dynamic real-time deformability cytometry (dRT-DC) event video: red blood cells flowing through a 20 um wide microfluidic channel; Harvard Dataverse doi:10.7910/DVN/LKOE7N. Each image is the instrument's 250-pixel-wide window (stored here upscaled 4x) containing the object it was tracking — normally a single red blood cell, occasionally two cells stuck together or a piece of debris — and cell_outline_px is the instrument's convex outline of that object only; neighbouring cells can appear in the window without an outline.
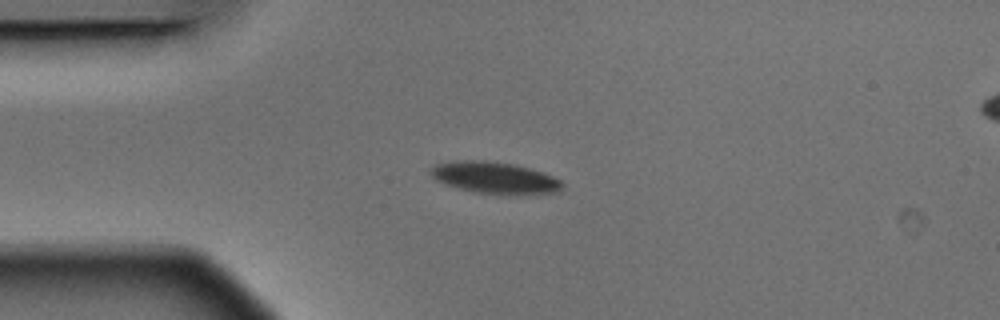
{"species": "Egyptian fruit bat (a non-hibernating species)", "species_latin": "Rousettus aegyptiacus", "temperature_condition": "warm", "stored_images_in_passage": 7, "camera_frame_rate_fps": 3000, "um_per_image_px": 0.085, "animal": {"sex": "male"}, "frame": {"image": 1, "passage_image": 3, "time_ms": 0.667, "image_size_px": [1000, 320], "cell_outline_px": [[564, 184], [556, 192], [476, 192], [460, 188], [436, 180], [428, 172], [436, 164], [452, 160], [488, 160], [516, 164], [552, 176], [560, 180]], "centroid_in_image_um": [41.96, 15.04], "position_along_channel_um": 43.0, "area_um2": 23.29}}
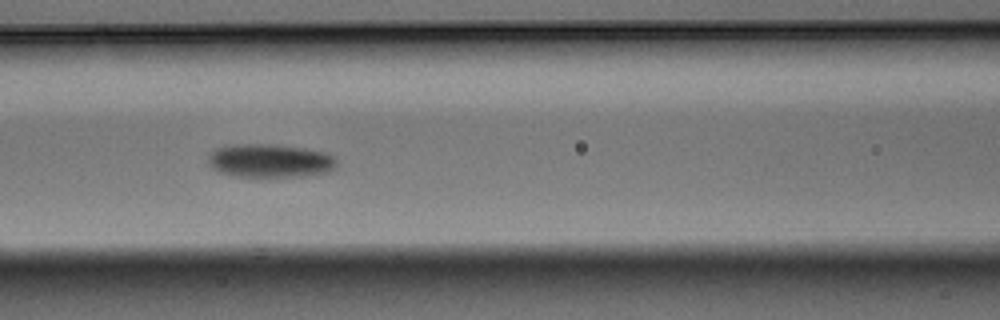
{"frame": {"image": 2, "passage_image": 6, "time_ms": 1.667, "image_size_px": [1000, 320], "cell_outline_px": [[336, 164], [328, 172], [304, 176], [232, 176], [220, 172], [212, 168], [208, 164], [208, 152], [216, 148], [232, 144], [268, 144], [304, 148], [324, 152], [332, 156], [336, 160]], "centroid_in_image_um": [22.88, 13.65], "position_along_channel_um": 143.7, "area_um2": 25.03}}
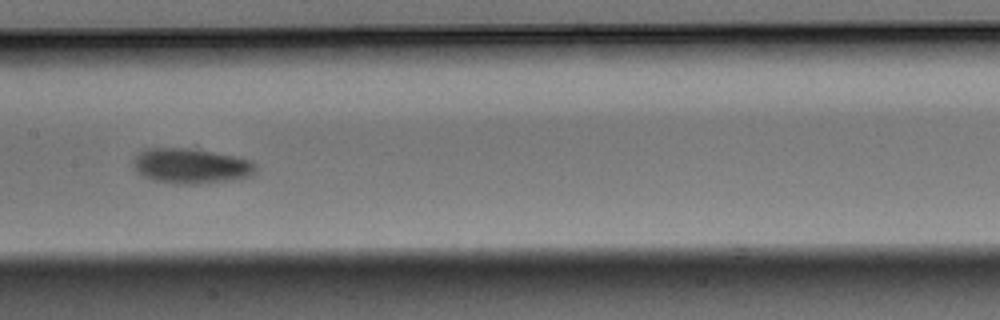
{"frame": {"image": 3, "passage_image": 7, "time_ms": 2.0, "image_size_px": [1000, 320], "cell_outline_px": [[256, 172], [252, 176], [232, 180], [196, 184], [172, 184], [152, 180], [136, 172], [132, 168], [132, 164], [136, 156], [144, 148], [188, 148], [236, 156], [252, 160], [256, 164]], "centroid_in_image_um": [16.23, 14.11], "position_along_channel_um": 191.2, "area_um2": 25.43}}